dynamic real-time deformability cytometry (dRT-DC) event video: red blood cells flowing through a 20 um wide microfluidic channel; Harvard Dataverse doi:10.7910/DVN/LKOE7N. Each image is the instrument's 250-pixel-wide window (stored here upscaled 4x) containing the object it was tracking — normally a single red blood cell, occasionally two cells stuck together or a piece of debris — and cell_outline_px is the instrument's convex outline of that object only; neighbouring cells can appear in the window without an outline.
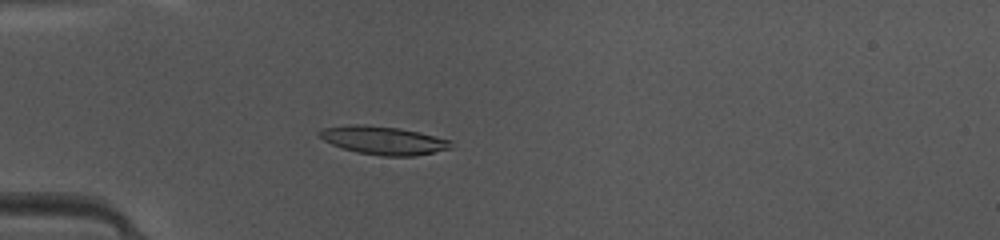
{"species": "common noctule bat (a hibernating species)", "species_latin": "Nyctalus noctula", "temperature_condition": "warm", "stored_images_in_passage": 48, "camera_frame_rate_fps": 3000, "um_per_image_px": 0.085, "animal": {"sex": "female", "body_mass_g": 10.0, "forearm_length_mm": 53.1}, "frame": {"image": 1, "passage_image": 14, "time_ms": 4.333, "image_size_px": [1000, 240], "cell_outline_px": [[452, 148], [412, 156], [380, 156], [356, 152], [332, 144], [324, 140], [316, 132], [320, 128], [352, 124], [364, 124], [400, 128], [420, 132], [452, 140]], "centroid_in_image_um": [32.57, 11.92], "position_along_channel_um": 52.4, "area_um2": 21.79}}
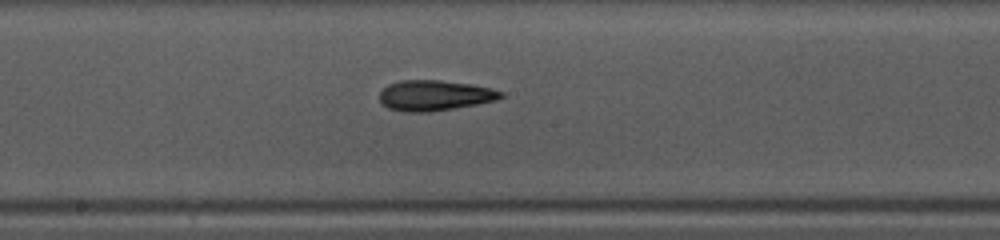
{"frame": {"image": 2, "passage_image": 26, "time_ms": 8.333, "image_size_px": [1000, 240], "cell_outline_px": [[504, 96], [496, 100], [476, 104], [432, 112], [404, 112], [388, 108], [380, 100], [380, 92], [388, 84], [400, 80], [440, 80], [472, 84], [492, 88], [504, 92]], "centroid_in_image_um": [36.96, 8.11], "position_along_channel_um": 211.2, "area_um2": 21.62}}
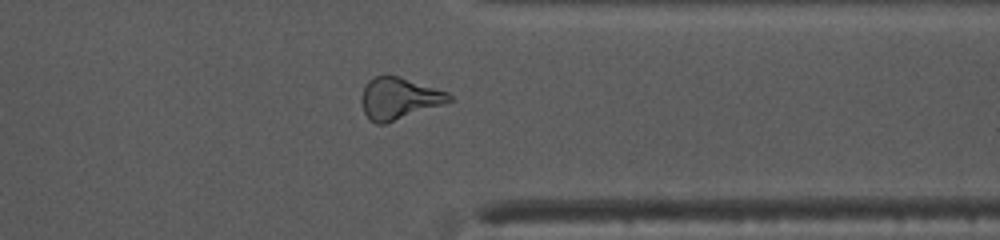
{"frame": {"image": 3, "passage_image": 38, "time_ms": 12.333, "image_size_px": [1000, 240], "cell_outline_px": [[452, 100], [444, 104], [384, 124], [376, 124], [364, 112], [360, 100], [360, 96], [368, 80], [376, 76], [396, 76], [448, 92], [452, 96]], "centroid_in_image_um": [33.89, 8.37], "position_along_channel_um": 377.5, "area_um2": 20.92}, "authors_computed_cell_mechanics": {"area_um2": 21.2704, "velocity_mm_per_s": 4.2006, "shape_relaxation_time_tau1_ms": 8.854, "shape_relaxation_time_tau2_ms": 3.1205, "deformation_change_tau1": 0.2162, "deformation_change_tau2": 0.1262}}